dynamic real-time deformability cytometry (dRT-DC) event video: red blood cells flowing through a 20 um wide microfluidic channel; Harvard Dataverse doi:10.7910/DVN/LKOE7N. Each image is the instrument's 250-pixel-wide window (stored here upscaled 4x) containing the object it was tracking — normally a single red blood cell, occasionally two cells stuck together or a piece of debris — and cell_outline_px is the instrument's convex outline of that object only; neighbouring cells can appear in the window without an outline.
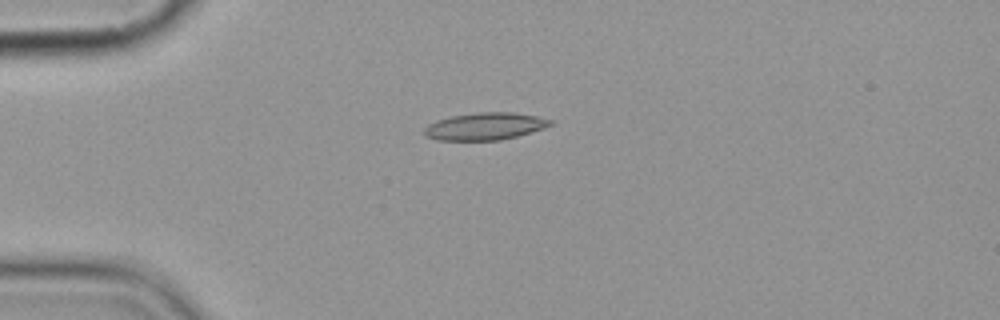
{"species": "common noctule bat (a hibernating species)", "species_latin": "Nyctalus noctula", "temperature_condition": "cold", "stored_images_in_passage": 3, "camera_frame_rate_fps": 3000, "um_per_image_px": 0.085, "animal": {"sex": "female", "body_mass_g": 19.9}, "frame": {"image": 1, "passage_image": 1, "time_ms": 0.0, "image_size_px": [1000, 320], "cell_outline_px": [[556, 124], [532, 132], [500, 140], [436, 140], [424, 136], [424, 128], [428, 124], [436, 120], [452, 116], [476, 112], [512, 112], [536, 116], [556, 120]], "centroid_in_image_um": [41.26, 10.73], "position_along_channel_um": 43.7, "area_um2": 20.29}}
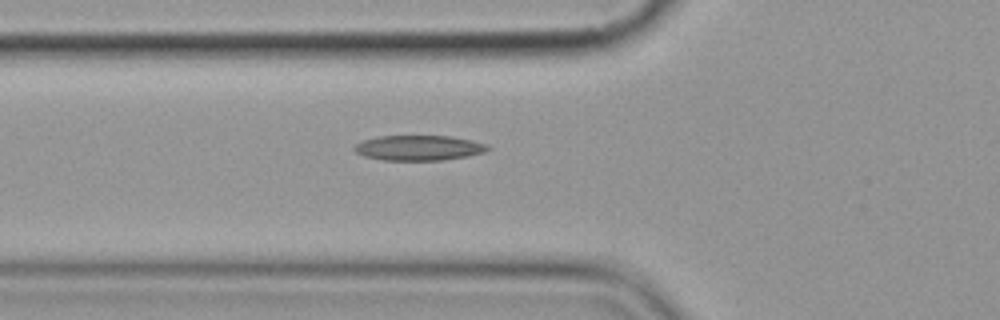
{"frame": {"image": 2, "passage_image": 3, "time_ms": 2.0, "image_size_px": [1000, 320], "cell_outline_px": [[492, 148], [484, 152], [468, 156], [440, 160], [384, 160], [364, 156], [356, 152], [352, 148], [356, 144], [364, 140], [376, 136], [452, 136], [472, 140], [488, 144]], "centroid_in_image_um": [35.62, 12.56], "position_along_channel_um": 90.2, "area_um2": 19.59}}